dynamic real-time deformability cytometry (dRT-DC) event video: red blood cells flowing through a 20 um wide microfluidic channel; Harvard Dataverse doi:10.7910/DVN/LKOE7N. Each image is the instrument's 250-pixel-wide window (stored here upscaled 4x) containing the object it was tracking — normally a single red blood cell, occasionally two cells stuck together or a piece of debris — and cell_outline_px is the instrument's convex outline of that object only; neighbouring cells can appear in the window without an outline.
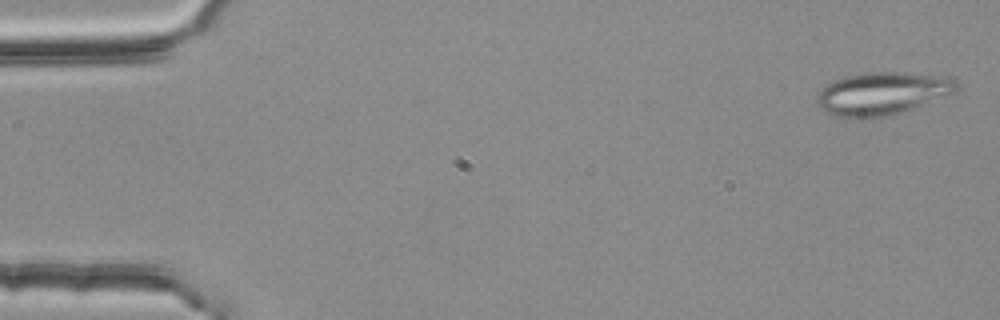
{"species": "common noctule bat (a hibernating species)", "species_latin": "Nyctalus noctula", "temperature_condition": "room temperature", "stored_images_in_passage": 54, "camera_frame_rate_fps": 3000, "um_per_image_px": 0.085, "animal": {"sex": "female", "body_mass_g": 25.1}, "frame": {"image": 1, "passage_image": 2, "time_ms": 0.333, "image_size_px": [1000, 320], "cell_outline_px": [[956, 92], [896, 116], [832, 116], [824, 112], [816, 104], [816, 96], [832, 80], [844, 76], [864, 72], [904, 72], [932, 76], [952, 80], [956, 88]], "centroid_in_image_um": [74.92, 7.96], "position_along_channel_um": 10.1, "area_um2": 34.45}}
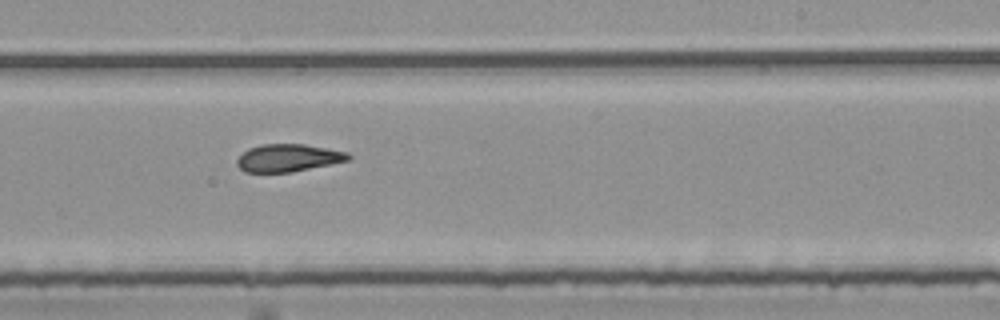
{"frame": {"image": 2, "passage_image": 33, "time_ms": 10.667, "image_size_px": [1000, 320], "cell_outline_px": [[352, 156], [348, 160], [332, 164], [292, 172], [244, 172], [236, 164], [236, 160], [248, 148], [264, 144], [304, 144], [348, 152]], "centroid_in_image_um": [24.5, 13.42], "position_along_channel_um": 264.5, "area_um2": 17.86}}
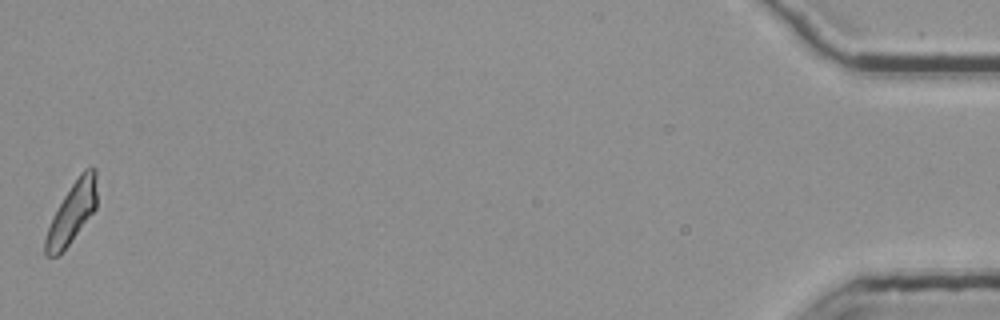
{"frame": {"image": 3, "passage_image": 54, "time_ms": 17.667, "image_size_px": [1000, 320], "cell_outline_px": [[96, 208], [68, 244], [56, 256], [44, 256], [44, 240], [52, 216], [64, 196], [80, 172], [84, 168], [96, 168]], "centroid_in_image_um": [6.1, 18.06], "position_along_channel_um": 429.1, "area_um2": 17.8}, "authors_computed_cell_mechanics": {"area_um2": 18.6116, "velocity_mm_per_s": 3.778, "shape_relaxation_time_tau1_ms": null, "shape_relaxation_time_tau2_ms": 3.2637, "deformation_change_tau1": null, "deformation_change_tau2": 0.0988}}